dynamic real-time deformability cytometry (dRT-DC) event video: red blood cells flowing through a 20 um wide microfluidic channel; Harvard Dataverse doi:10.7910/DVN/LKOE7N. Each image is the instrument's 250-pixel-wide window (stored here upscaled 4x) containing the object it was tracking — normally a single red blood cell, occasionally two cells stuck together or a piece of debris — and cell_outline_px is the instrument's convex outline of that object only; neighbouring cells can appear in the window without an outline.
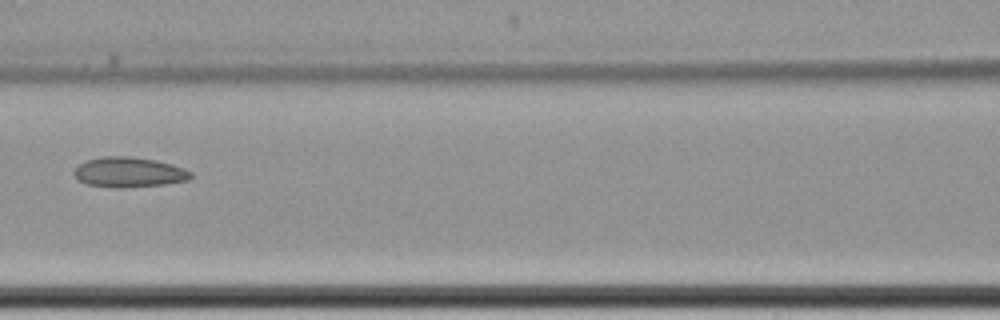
{"species": "common noctule bat (a hibernating species)", "species_latin": "Nyctalus noctula", "temperature_condition": "cold", "stored_images_in_passage": 9, "camera_frame_rate_fps": 3000, "um_per_image_px": 0.085, "animal": {"sex": "female", "body_mass_g": 22.7, "forearm_length_mm": 54.2}, "frame": {"image": 1, "passage_image": 8, "time_ms": 8.667, "image_size_px": [1000, 320], "cell_outline_px": [[192, 176], [188, 180], [164, 184], [124, 188], [112, 188], [84, 184], [76, 180], [72, 172], [80, 164], [88, 160], [104, 156], [132, 156], [156, 160], [172, 164], [184, 168], [192, 172]], "centroid_in_image_um": [10.93, 14.65], "position_along_channel_um": 155.7, "area_um2": 20.75}}
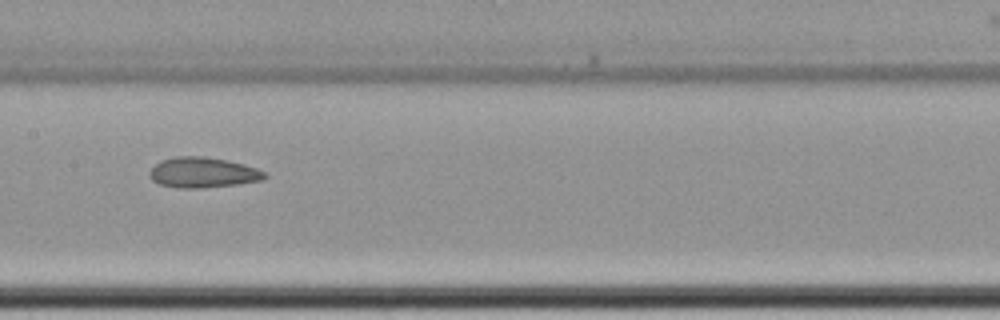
{"frame": {"image": 2, "passage_image": 9, "time_ms": 9.667, "image_size_px": [1000, 320], "cell_outline_px": [[268, 176], [260, 180], [236, 184], [204, 188], [176, 188], [160, 184], [152, 180], [148, 176], [148, 172], [160, 160], [176, 156], [204, 156], [228, 160], [244, 164], [256, 168], [264, 172]], "centroid_in_image_um": [17.2, 14.66], "position_along_channel_um": 190.2, "area_um2": 20.46}}